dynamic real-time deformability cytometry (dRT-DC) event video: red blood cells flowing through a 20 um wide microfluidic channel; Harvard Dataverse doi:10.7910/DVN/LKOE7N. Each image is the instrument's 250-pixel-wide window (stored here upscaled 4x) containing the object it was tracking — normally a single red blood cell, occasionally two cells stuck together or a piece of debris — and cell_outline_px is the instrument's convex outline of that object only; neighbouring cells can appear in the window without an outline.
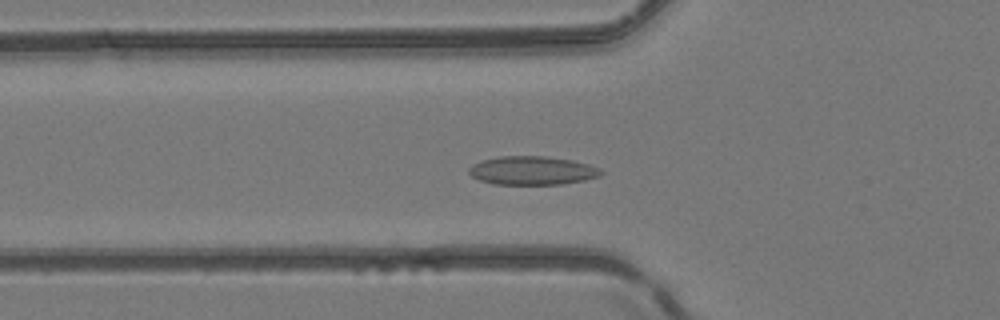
{"species": "common noctule bat (a hibernating species)", "species_latin": "Nyctalus noctula", "temperature_condition": "room temperature", "stored_images_in_passage": 49, "camera_frame_rate_fps": 3000, "um_per_image_px": 0.085, "animal": {"sex": "female", "body_mass_g": 24.6, "forearm_length_mm": 56.2}, "frame": {"image": 1, "passage_image": 16, "time_ms": 5.0, "image_size_px": [1000, 320], "cell_outline_px": [[604, 172], [600, 176], [584, 180], [560, 184], [492, 184], [480, 180], [472, 176], [468, 172], [468, 168], [472, 164], [484, 160], [500, 156], [544, 156], [572, 160], [588, 164], [600, 168]], "centroid_in_image_um": [45.24, 14.49], "position_along_channel_um": 80.6, "area_um2": 21.96}}
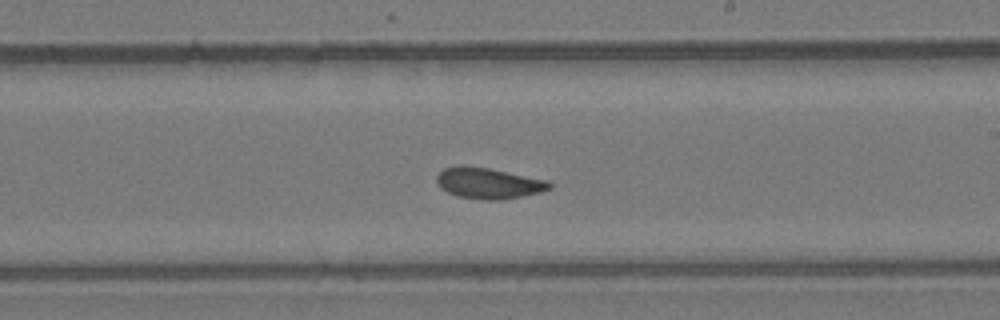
{"frame": {"image": 2, "passage_image": 28, "time_ms": 9.0, "image_size_px": [1000, 320], "cell_outline_px": [[552, 188], [540, 192], [500, 200], [484, 200], [456, 196], [440, 188], [436, 180], [436, 176], [444, 168], [456, 164], [464, 164], [488, 168], [548, 180], [552, 184]], "centroid_in_image_um": [41.48, 15.56], "position_along_channel_um": 247.5, "area_um2": 20.52}}
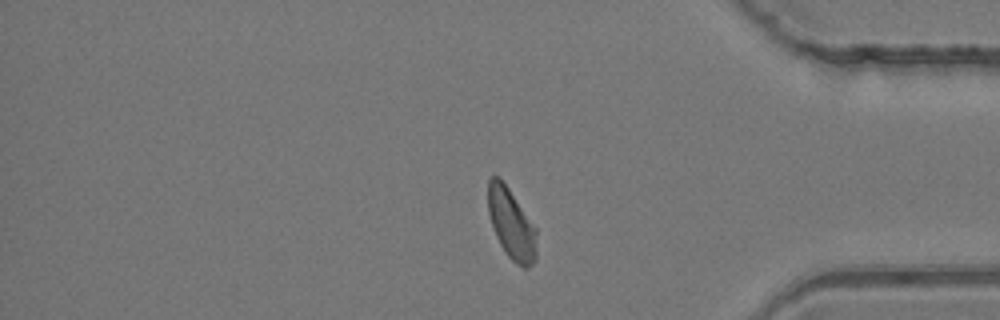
{"frame": {"image": 3, "passage_image": 40, "time_ms": 13.0, "image_size_px": [1000, 320], "cell_outline_px": [[536, 260], [528, 268], [524, 268], [516, 264], [508, 256], [500, 244], [496, 236], [488, 212], [488, 180], [492, 176], [500, 176], [536, 228]], "centroid_in_image_um": [43.46, 19.03], "position_along_channel_um": 391.7, "area_um2": 19.88}, "authors_computed_cell_mechanics": {"area_um2": 20.3456, "velocity_mm_per_s": 4.1575, "shape_relaxation_time_tau1_ms": null, "shape_relaxation_time_tau2_ms": 2.8305, "deformation_change_tau1": null, "deformation_change_tau2": 0.0722}}